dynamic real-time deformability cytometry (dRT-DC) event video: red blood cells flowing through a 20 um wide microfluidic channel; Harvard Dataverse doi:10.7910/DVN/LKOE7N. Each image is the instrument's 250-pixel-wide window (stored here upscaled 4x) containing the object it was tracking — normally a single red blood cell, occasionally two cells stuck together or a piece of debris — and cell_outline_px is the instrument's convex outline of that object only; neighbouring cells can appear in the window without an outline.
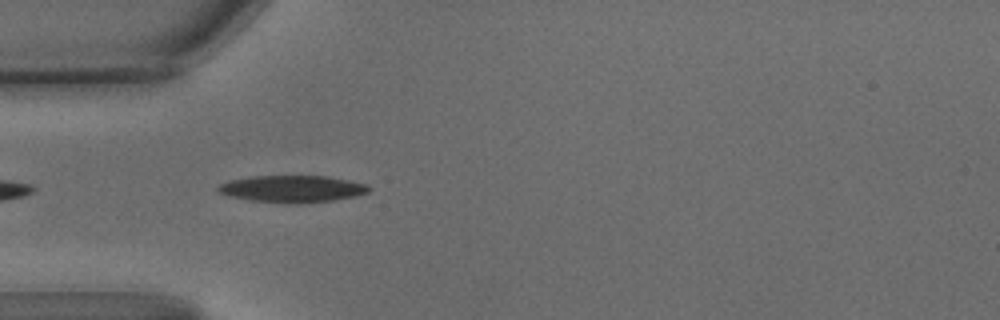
{"species": "common noctule bat (a hibernating species)", "species_latin": "Nyctalus noctula", "temperature_condition": "warm", "stored_images_in_passage": 25, "camera_frame_rate_fps": 3000, "um_per_image_px": 0.085, "animal": {"sex": "male", "body_mass_g": 15.6}, "frame": {"image": 1, "passage_image": 3, "time_ms": 0.667, "image_size_px": [1000, 320], "cell_outline_px": [[372, 188], [368, 192], [356, 196], [332, 200], [300, 204], [284, 204], [252, 200], [228, 196], [220, 192], [216, 188], [220, 184], [228, 180], [248, 176], [328, 176], [368, 184]], "centroid_in_image_um": [24.84, 16.05], "position_along_channel_um": 60.2, "area_um2": 23.93}}
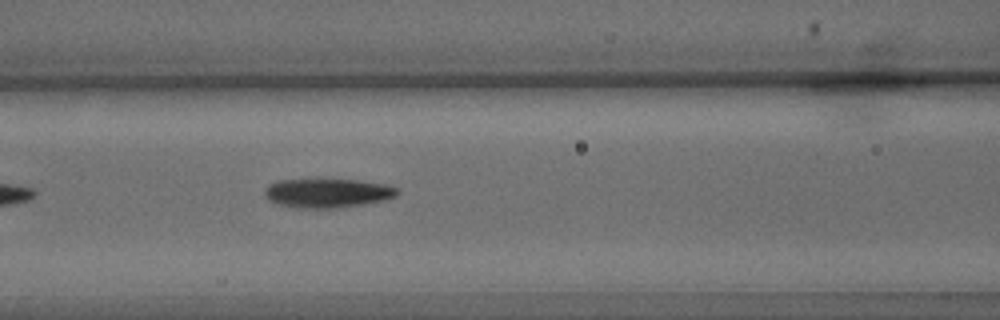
{"frame": {"image": 2, "passage_image": 10, "time_ms": 3.0, "image_size_px": [1000, 320], "cell_outline_px": [[400, 192], [396, 196], [384, 200], [364, 204], [336, 208], [300, 208], [280, 204], [268, 200], [264, 196], [264, 188], [268, 184], [280, 180], [360, 180], [388, 184], [400, 188]], "centroid_in_image_um": [27.88, 16.41], "position_along_channel_um": 138.7, "area_um2": 22.6}}
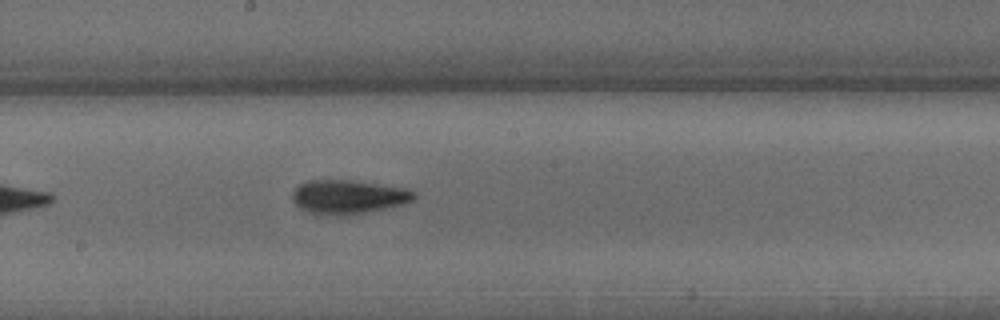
{"frame": {"image": 3, "passage_image": 17, "time_ms": 5.333, "image_size_px": [1000, 320], "cell_outline_px": [[416, 196], [412, 200], [404, 204], [348, 216], [324, 216], [308, 212], [300, 208], [292, 200], [292, 188], [308, 180], [348, 180], [400, 188], [416, 192]], "centroid_in_image_um": [29.51, 16.76], "position_along_channel_um": 218.7, "area_um2": 24.1}}